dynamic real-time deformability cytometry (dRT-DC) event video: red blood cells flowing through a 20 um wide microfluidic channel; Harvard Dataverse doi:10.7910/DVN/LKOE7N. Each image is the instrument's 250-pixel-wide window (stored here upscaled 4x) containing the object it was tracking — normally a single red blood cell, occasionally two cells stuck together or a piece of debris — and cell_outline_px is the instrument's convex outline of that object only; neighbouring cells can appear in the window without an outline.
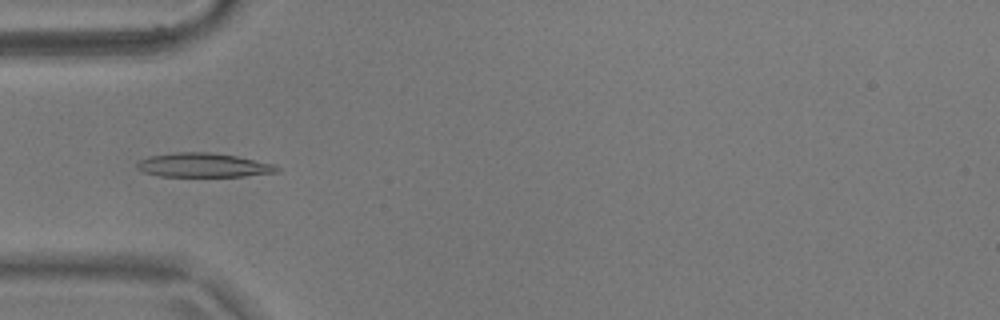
{"species": "common noctule bat (a hibernating species)", "species_latin": "Nyctalus noctula", "temperature_condition": "warm", "stored_images_in_passage": 54, "camera_frame_rate_fps": 3000, "um_per_image_px": 0.085, "animal": {"sex": "male", "body_mass_g": 17.9}, "frame": {"image": 1, "passage_image": 17, "time_ms": 5.333, "image_size_px": [1000, 320], "cell_outline_px": [[280, 172], [244, 176], [160, 176], [144, 172], [136, 168], [136, 164], [140, 160], [148, 156], [176, 152], [208, 152], [236, 156], [276, 164], [280, 168]], "centroid_in_image_um": [17.31, 14.04], "position_along_channel_um": 67.7, "area_um2": 19.71}}
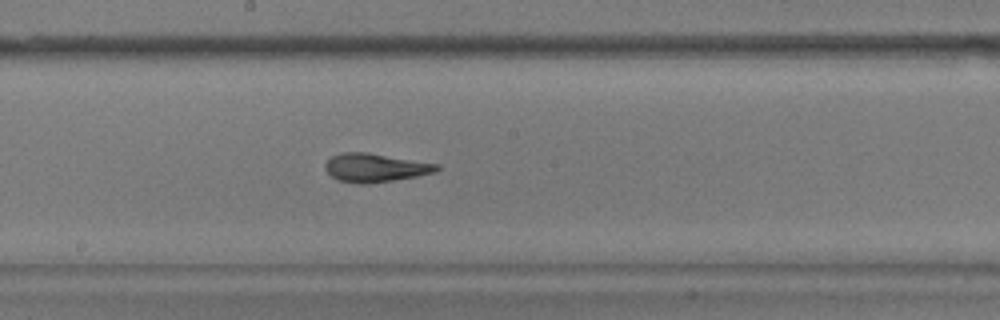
{"frame": {"image": 2, "passage_image": 29, "time_ms": 9.333, "image_size_px": [1000, 320], "cell_outline_px": [[440, 168], [436, 172], [416, 176], [368, 184], [360, 184], [336, 180], [324, 168], [324, 164], [332, 156], [340, 152], [368, 152], [440, 164]], "centroid_in_image_um": [31.89, 14.25], "position_along_channel_um": 216.3, "area_um2": 18.67}}
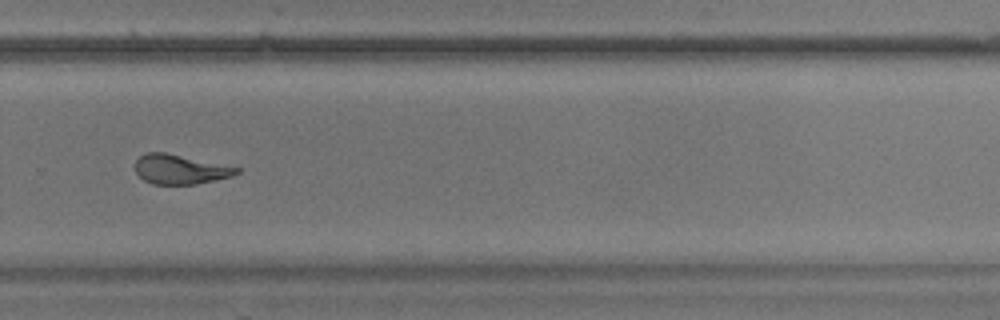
{"frame": {"image": 3, "passage_image": 37, "time_ms": 12.0, "image_size_px": [1000, 320], "cell_outline_px": [[240, 172], [232, 176], [216, 180], [196, 184], [152, 184], [144, 180], [136, 172], [136, 160], [140, 156], [148, 152], [164, 152], [240, 168]], "centroid_in_image_um": [15.31, 14.4], "position_along_channel_um": 314.5, "area_um2": 17.22}, "authors_computed_cell_mechanics": {"area_um2": 19.074, "velocity_mm_per_s": 3.6985, "shape_relaxation_time_tau1_ms": 4.9695, "shape_relaxation_time_tau2_ms": 1.5607, "deformation_change_tau1": 0.1827, "deformation_change_tau2": 0.0838}}